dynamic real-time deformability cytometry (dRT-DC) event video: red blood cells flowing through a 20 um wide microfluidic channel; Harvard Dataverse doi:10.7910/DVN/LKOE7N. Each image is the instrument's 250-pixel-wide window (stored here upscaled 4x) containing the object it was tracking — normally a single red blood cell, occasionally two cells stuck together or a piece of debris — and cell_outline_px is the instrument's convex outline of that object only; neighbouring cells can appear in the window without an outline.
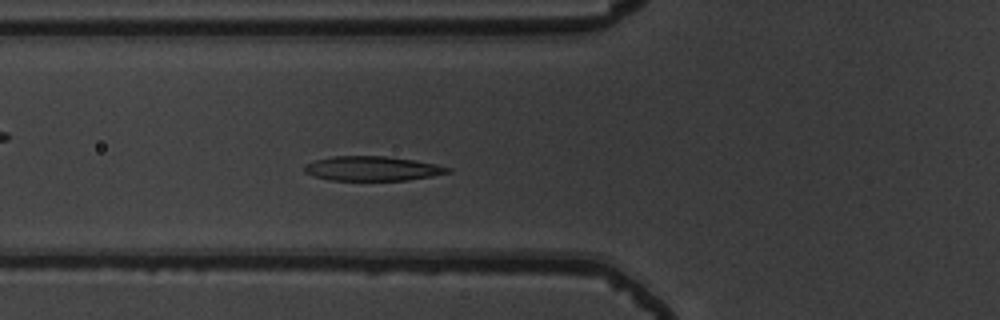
{"species": "common noctule bat (a hibernating species)", "species_latin": "Nyctalus noctula", "temperature_condition": "warm", "stored_images_in_passage": 49, "camera_frame_rate_fps": 3000, "um_per_image_px": 0.085, "animal": {"sex": "male", "body_mass_g": 19.5, "forearm_length_mm": 54.6}, "frame": {"image": 1, "passage_image": 15, "time_ms": 4.667, "image_size_px": [1000, 320], "cell_outline_px": [[452, 172], [432, 176], [408, 180], [328, 180], [304, 172], [304, 164], [316, 160], [332, 156], [384, 156], [412, 160], [436, 164], [452, 168]], "centroid_in_image_um": [31.66, 14.32], "position_along_channel_um": 94.1, "area_um2": 20.4}}
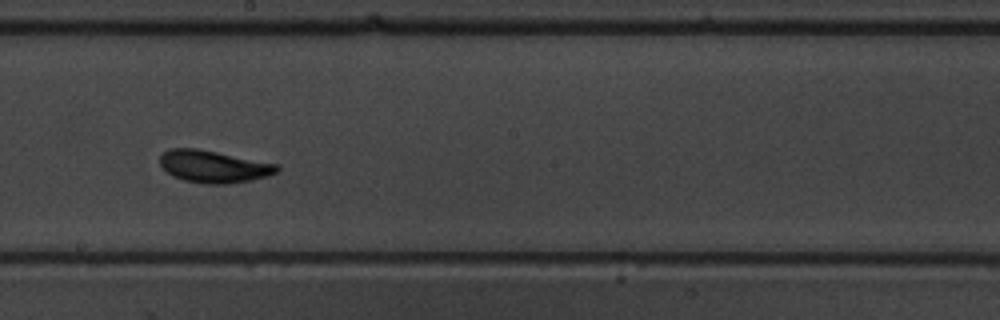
{"frame": {"image": 2, "passage_image": 26, "time_ms": 8.333, "image_size_px": [1000, 320], "cell_outline_px": [[280, 168], [276, 172], [268, 176], [252, 180], [228, 184], [204, 184], [184, 180], [172, 176], [160, 164], [160, 156], [168, 148], [196, 148], [276, 164]], "centroid_in_image_um": [18.13, 14.16], "position_along_channel_um": 230.1, "area_um2": 21.79}}
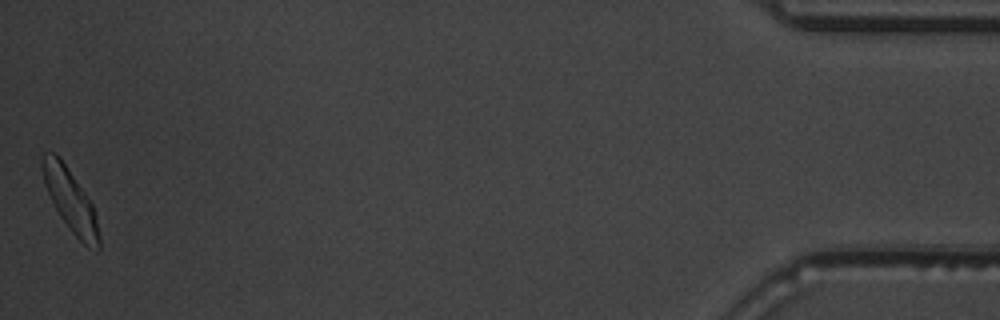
{"frame": {"image": 3, "passage_image": 49, "time_ms": 16.0, "image_size_px": [1000, 320], "cell_outline_px": [[100, 252], [96, 252], [88, 248], [72, 232], [60, 216], [44, 184], [40, 164], [40, 156], [44, 152], [56, 152], [60, 156], [88, 196], [92, 204], [96, 216], [100, 236]], "centroid_in_image_um": [5.99, 17.01], "position_along_channel_um": 429.2, "area_um2": 20.98}, "authors_computed_cell_mechanics": {"area_um2": 20.6346, "velocity_mm_per_s": 3.7058, "shape_relaxation_time_tau1_ms": 2.6644, "shape_relaxation_time_tau2_ms": 1.4036, "deformation_change_tau1": 0.1387, "deformation_change_tau2": 0.0697}}